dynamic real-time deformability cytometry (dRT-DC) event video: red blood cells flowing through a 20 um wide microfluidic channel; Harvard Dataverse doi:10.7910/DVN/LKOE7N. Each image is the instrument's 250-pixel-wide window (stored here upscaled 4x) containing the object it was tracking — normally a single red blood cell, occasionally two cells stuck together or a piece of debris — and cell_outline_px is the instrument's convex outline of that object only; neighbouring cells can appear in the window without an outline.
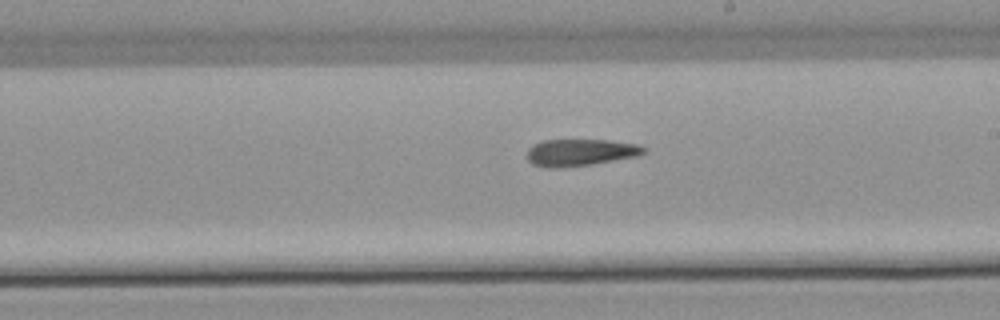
{"species": "common noctule bat (a hibernating species)", "species_latin": "Nyctalus noctula", "temperature_condition": "warm", "stored_images_in_passage": 39, "camera_frame_rate_fps": 3000, "um_per_image_px": 0.085, "animal": {"sex": "male", "body_mass_g": 21.5, "forearm_length_mm": 52.0}, "frame": {"image": 1, "passage_image": 28, "time_ms": 9.0, "image_size_px": [1000, 320], "cell_outline_px": [[648, 148], [644, 152], [636, 156], [592, 164], [552, 168], [548, 168], [532, 164], [528, 160], [528, 148], [532, 144], [540, 140], [608, 140], [640, 144]], "centroid_in_image_um": [49.32, 12.94], "position_along_channel_um": 239.7, "area_um2": 18.32}}